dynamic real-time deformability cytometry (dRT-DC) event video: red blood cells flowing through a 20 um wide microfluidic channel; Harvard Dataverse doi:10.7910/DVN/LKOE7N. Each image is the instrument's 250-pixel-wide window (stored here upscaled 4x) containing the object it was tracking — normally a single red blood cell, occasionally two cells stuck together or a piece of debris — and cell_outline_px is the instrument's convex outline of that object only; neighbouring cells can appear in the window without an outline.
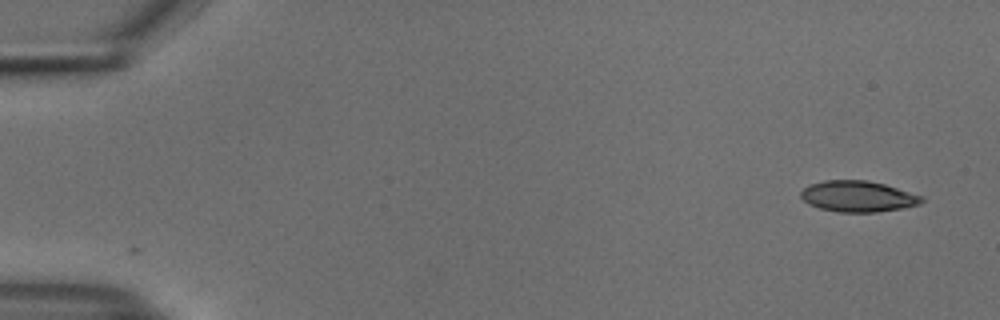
{"species": "common noctule bat (a hibernating species)", "species_latin": "Nyctalus noctula", "temperature_condition": "cold", "stored_images_in_passage": 52, "camera_frame_rate_fps": 3000, "um_per_image_px": 0.085, "animal": {"sex": "male", "body_mass_g": 18.8}, "frame": {"image": 1, "passage_image": 1, "time_ms": 0.0, "image_size_px": [1000, 320], "cell_outline_px": [[924, 200], [920, 204], [904, 208], [876, 212], [836, 212], [820, 208], [808, 204], [800, 196], [800, 192], [808, 184], [824, 180], [868, 180], [884, 184], [924, 196]], "centroid_in_image_um": [72.92, 16.69], "position_along_channel_um": 12.1, "area_um2": 22.02}}
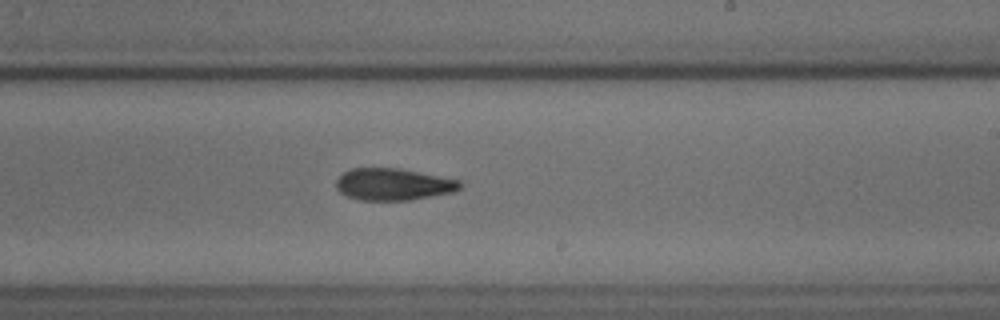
{"frame": {"image": 2, "passage_image": 31, "time_ms": 10.0, "image_size_px": [1000, 320], "cell_outline_px": [[464, 184], [460, 188], [452, 192], [408, 200], [360, 200], [348, 196], [340, 192], [336, 188], [336, 180], [348, 168], [400, 168], [460, 180]], "centroid_in_image_um": [33.42, 15.65], "position_along_channel_um": 255.6, "area_um2": 23.0}}
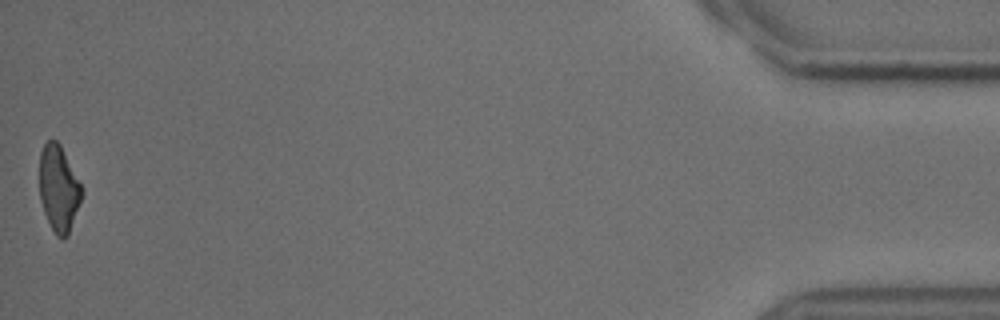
{"frame": {"image": 3, "passage_image": 52, "time_ms": 17.0, "image_size_px": [1000, 320], "cell_outline_px": [[84, 192], [68, 236], [56, 236], [44, 212], [40, 200], [40, 152], [44, 144], [48, 140], [56, 140], [60, 144]], "centroid_in_image_um": [4.99, 16.02], "position_along_channel_um": 430.2, "area_um2": 20.87}, "authors_computed_cell_mechanics": {"area_um2": 23.0333, "velocity_mm_per_s": 3.755, "shape_relaxation_time_tau1_ms": 6.377, "shape_relaxation_time_tau2_ms": 5.7357, "deformation_change_tau1": 0.1613, "deformation_change_tau2": 0.1473}}